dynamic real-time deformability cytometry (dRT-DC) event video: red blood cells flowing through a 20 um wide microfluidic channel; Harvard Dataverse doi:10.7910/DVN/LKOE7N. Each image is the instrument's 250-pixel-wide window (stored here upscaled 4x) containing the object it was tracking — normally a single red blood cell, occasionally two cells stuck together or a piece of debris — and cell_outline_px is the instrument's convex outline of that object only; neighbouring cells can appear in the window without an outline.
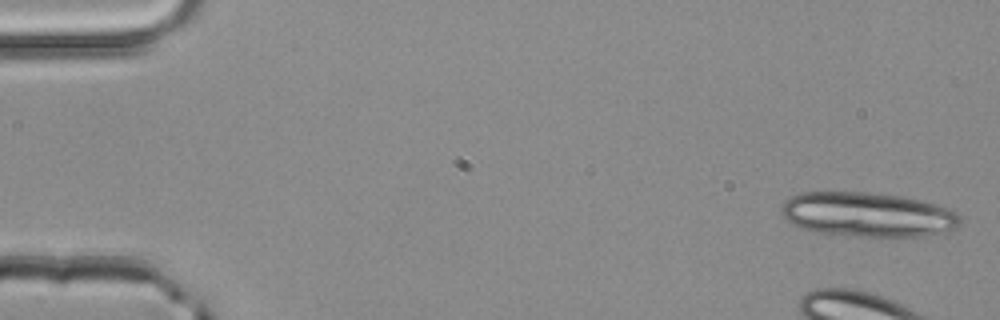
{"species": "common noctule bat (a hibernating species)", "species_latin": "Nyctalus noctula", "temperature_condition": "room temperature", "stored_images_in_passage": 3, "segment_of_instrument_passage": [2, 2], "camera_frame_rate_fps": 3000, "um_per_image_px": 0.085, "animal": {"sex": "male", "body_mass_g": 20.4}, "frame": {"image": 1, "passage_image": 3, "time_ms": 0.667, "image_size_px": [1000, 320], "cell_outline_px": [[960, 224], [956, 228], [948, 232], [924, 236], [860, 236], [820, 232], [800, 228], [784, 220], [780, 212], [780, 208], [784, 200], [800, 192], [868, 192], [904, 196], [936, 204], [956, 212], [960, 216]], "centroid_in_image_um": [73.73, 18.23], "position_along_channel_um": 11.3, "area_um2": 46.7}}